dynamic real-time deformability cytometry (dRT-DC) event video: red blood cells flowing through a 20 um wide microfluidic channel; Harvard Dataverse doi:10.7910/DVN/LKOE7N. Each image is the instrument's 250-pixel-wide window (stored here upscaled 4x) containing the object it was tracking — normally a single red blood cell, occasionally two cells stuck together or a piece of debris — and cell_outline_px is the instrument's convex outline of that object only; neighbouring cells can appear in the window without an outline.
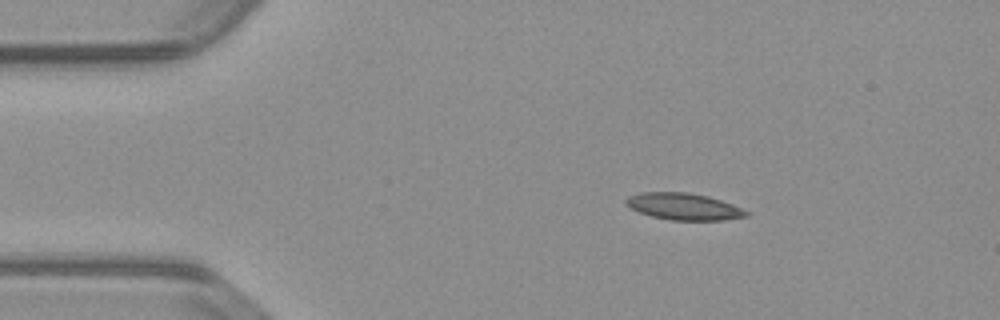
{"species": "common noctule bat (a hibernating species)", "species_latin": "Nyctalus noctula", "temperature_condition": "warm", "stored_images_in_passage": 46, "camera_frame_rate_fps": 3000, "um_per_image_px": 0.085, "animal": {"sex": "male", "body_mass_g": 23.1, "forearm_length_mm": 52.7}, "frame": {"image": 1, "passage_image": 1, "time_ms": 0.0, "image_size_px": [1000, 320], "cell_outline_px": [[748, 216], [724, 220], [672, 220], [652, 216], [640, 212], [624, 204], [624, 200], [628, 196], [640, 192], [688, 192], [708, 196], [732, 204], [748, 212]], "centroid_in_image_um": [58.09, 17.54], "position_along_channel_um": 26.9, "area_um2": 18.67}}
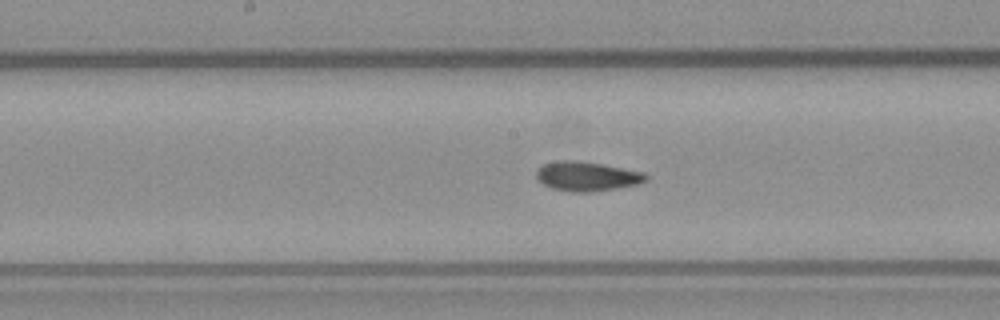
{"frame": {"image": 2, "passage_image": 19, "time_ms": 6.0, "image_size_px": [1000, 320], "cell_outline_px": [[648, 180], [636, 184], [616, 188], [592, 192], [576, 192], [552, 188], [544, 184], [536, 176], [536, 172], [544, 164], [556, 160], [576, 160], [600, 164], [644, 172], [648, 176]], "centroid_in_image_um": [49.9, 14.98], "position_along_channel_um": 198.3, "area_um2": 18.5}}
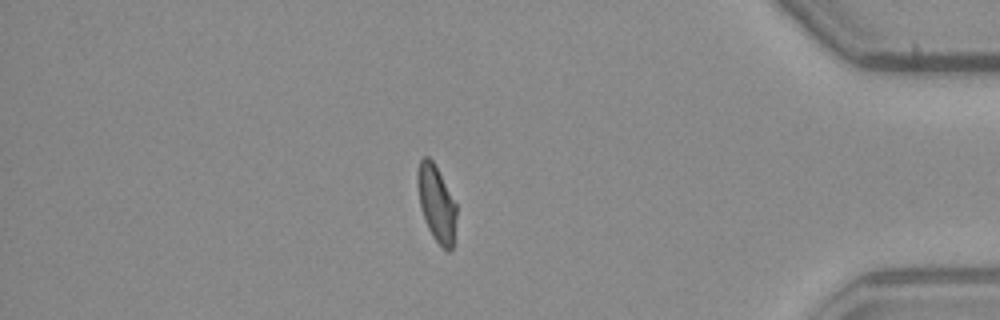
{"frame": {"image": 3, "passage_image": 38, "time_ms": 12.333, "image_size_px": [1000, 320], "cell_outline_px": [[456, 216], [452, 248], [448, 252], [432, 236], [428, 228], [420, 204], [416, 184], [416, 172], [420, 160], [424, 156], [428, 156], [432, 160], [456, 204]], "centroid_in_image_um": [37.07, 17.26], "position_along_channel_um": 398.1, "area_um2": 16.94}, "authors_computed_cell_mechanics": {"area_um2": 18.3226, "velocity_mm_per_s": 3.8012, "shape_relaxation_time_tau1_ms": 5.8685, "shape_relaxation_time_tau2_ms": 1.5844, "deformation_change_tau1": 0.1476, "deformation_change_tau2": 0.0687}}